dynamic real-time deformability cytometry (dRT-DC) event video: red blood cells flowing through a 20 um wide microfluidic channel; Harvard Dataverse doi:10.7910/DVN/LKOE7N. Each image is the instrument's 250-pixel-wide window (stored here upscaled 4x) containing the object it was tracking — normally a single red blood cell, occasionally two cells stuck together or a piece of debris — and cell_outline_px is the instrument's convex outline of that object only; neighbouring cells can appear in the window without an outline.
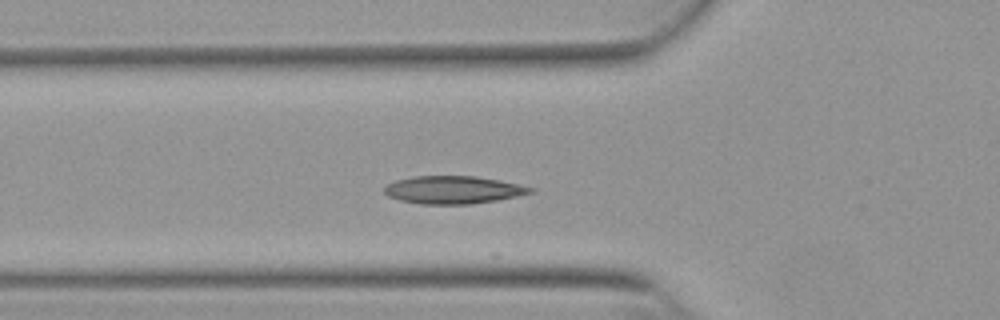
{"species": "Egyptian fruit bat (a non-hibernating species)", "species_latin": "Rousettus aegyptiacus", "temperature_condition": "warm", "stored_images_in_passage": 20, "camera_frame_rate_fps": 3000, "um_per_image_px": 0.085, "animal": {"sex": "female"}, "frame": {"image": 1, "passage_image": 14, "time_ms": 4.333, "image_size_px": [1000, 320], "cell_outline_px": [[536, 192], [496, 200], [472, 204], [420, 204], [400, 200], [388, 196], [384, 192], [384, 188], [388, 184], [396, 180], [412, 176], [476, 176], [500, 180], [536, 188]], "centroid_in_image_um": [38.55, 16.13], "position_along_channel_um": 87.3, "area_um2": 23.7}}
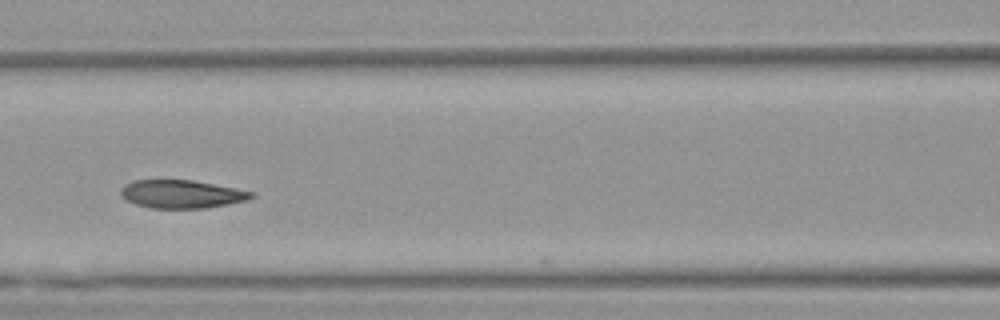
{"frame": {"image": 2, "passage_image": 19, "time_ms": 6.0, "image_size_px": [1000, 320], "cell_outline_px": [[256, 196], [248, 200], [228, 204], [204, 208], [152, 208], [136, 204], [128, 200], [120, 192], [120, 188], [124, 184], [132, 180], [192, 180], [236, 188], [256, 192]], "centroid_in_image_um": [15.48, 16.49], "position_along_channel_um": 151.1, "area_um2": 21.44}}